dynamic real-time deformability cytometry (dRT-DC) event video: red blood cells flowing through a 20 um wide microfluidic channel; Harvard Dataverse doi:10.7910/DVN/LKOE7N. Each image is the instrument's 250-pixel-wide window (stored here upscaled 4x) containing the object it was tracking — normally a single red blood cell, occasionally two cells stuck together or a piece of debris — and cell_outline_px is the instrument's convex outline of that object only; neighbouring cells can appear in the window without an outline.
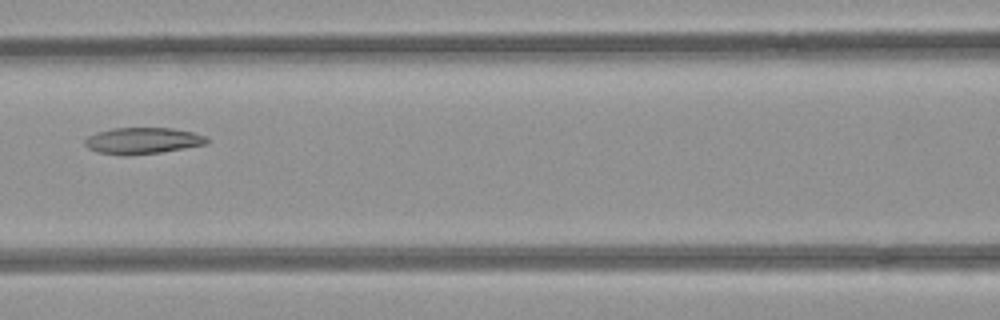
{"species": "common noctule bat (a hibernating species)", "species_latin": "Nyctalus noctula", "temperature_condition": "room temperature", "stored_images_in_passage": 3, "camera_frame_rate_fps": 3000, "um_per_image_px": 0.085, "animal": {"sex": "female", "body_mass_g": 21.9}, "frame": {"image": 1, "passage_image": 3, "time_ms": 0.667, "image_size_px": [1000, 320], "cell_outline_px": [[208, 144], [160, 152], [128, 156], [124, 156], [96, 152], [88, 148], [84, 144], [84, 140], [88, 136], [96, 132], [112, 128], [172, 128], [192, 132], [208, 136]], "centroid_in_image_um": [12.1, 11.96], "position_along_channel_um": 154.5, "area_um2": 18.96}}